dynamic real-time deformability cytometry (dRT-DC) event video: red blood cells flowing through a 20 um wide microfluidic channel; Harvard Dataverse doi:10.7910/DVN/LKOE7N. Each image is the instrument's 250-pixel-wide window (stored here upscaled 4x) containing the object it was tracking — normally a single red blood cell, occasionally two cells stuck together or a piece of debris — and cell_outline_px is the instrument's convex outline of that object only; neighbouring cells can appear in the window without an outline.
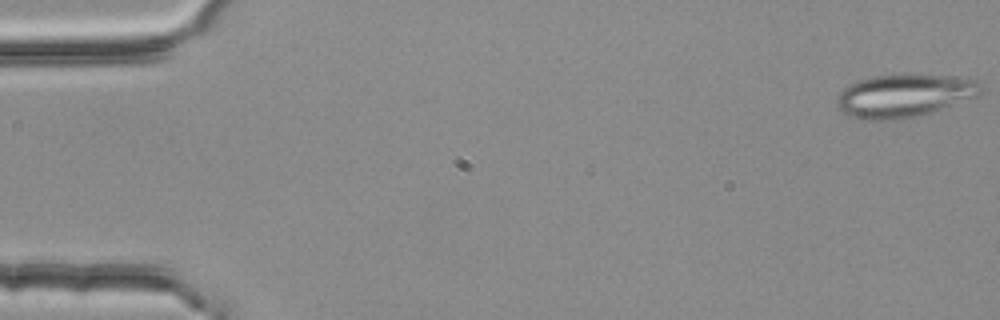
{"species": "common noctule bat (a hibernating species)", "species_latin": "Nyctalus noctula", "temperature_condition": "room temperature", "stored_images_in_passage": 54, "segment_of_instrument_passage": [1, 2], "camera_frame_rate_fps": 3000, "um_per_image_px": 0.085, "animal": {"sex": "female", "body_mass_g": 25.1}, "frame": {"image": 1, "passage_image": 1, "time_ms": 0.0, "image_size_px": [1000, 320], "cell_outline_px": [[984, 92], [980, 96], [932, 112], [904, 120], [868, 120], [848, 116], [840, 108], [836, 100], [840, 92], [848, 84], [856, 80], [876, 76], [900, 72], [904, 72], [968, 76], [976, 80], [984, 88]], "centroid_in_image_um": [76.96, 8.08], "position_along_channel_um": 8.0, "area_um2": 37.63}}